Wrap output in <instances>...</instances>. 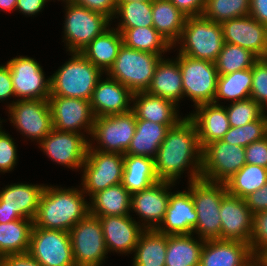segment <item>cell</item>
<instances>
[{
    "instance_id": "obj_35",
    "label": "cell",
    "mask_w": 267,
    "mask_h": 266,
    "mask_svg": "<svg viewBox=\"0 0 267 266\" xmlns=\"http://www.w3.org/2000/svg\"><path fill=\"white\" fill-rule=\"evenodd\" d=\"M167 235L144 230L134 249L133 266H165Z\"/></svg>"
},
{
    "instance_id": "obj_7",
    "label": "cell",
    "mask_w": 267,
    "mask_h": 266,
    "mask_svg": "<svg viewBox=\"0 0 267 266\" xmlns=\"http://www.w3.org/2000/svg\"><path fill=\"white\" fill-rule=\"evenodd\" d=\"M66 9L64 20V40L67 51L80 52L95 37L109 28L110 20L103 14L93 12L74 1H64Z\"/></svg>"
},
{
    "instance_id": "obj_13",
    "label": "cell",
    "mask_w": 267,
    "mask_h": 266,
    "mask_svg": "<svg viewBox=\"0 0 267 266\" xmlns=\"http://www.w3.org/2000/svg\"><path fill=\"white\" fill-rule=\"evenodd\" d=\"M28 253L41 266H76L69 232L33 225Z\"/></svg>"
},
{
    "instance_id": "obj_45",
    "label": "cell",
    "mask_w": 267,
    "mask_h": 266,
    "mask_svg": "<svg viewBox=\"0 0 267 266\" xmlns=\"http://www.w3.org/2000/svg\"><path fill=\"white\" fill-rule=\"evenodd\" d=\"M249 245L254 257H264L267 254V210L253 215V230Z\"/></svg>"
},
{
    "instance_id": "obj_34",
    "label": "cell",
    "mask_w": 267,
    "mask_h": 266,
    "mask_svg": "<svg viewBox=\"0 0 267 266\" xmlns=\"http://www.w3.org/2000/svg\"><path fill=\"white\" fill-rule=\"evenodd\" d=\"M154 159L124 154V170L121 184L132 194L158 182Z\"/></svg>"
},
{
    "instance_id": "obj_61",
    "label": "cell",
    "mask_w": 267,
    "mask_h": 266,
    "mask_svg": "<svg viewBox=\"0 0 267 266\" xmlns=\"http://www.w3.org/2000/svg\"><path fill=\"white\" fill-rule=\"evenodd\" d=\"M263 59L267 62V50H266V54L264 55Z\"/></svg>"
},
{
    "instance_id": "obj_8",
    "label": "cell",
    "mask_w": 267,
    "mask_h": 266,
    "mask_svg": "<svg viewBox=\"0 0 267 266\" xmlns=\"http://www.w3.org/2000/svg\"><path fill=\"white\" fill-rule=\"evenodd\" d=\"M136 131V115L133 110L109 116L95 117L89 147L105 153L125 154ZM93 144V145H92Z\"/></svg>"
},
{
    "instance_id": "obj_12",
    "label": "cell",
    "mask_w": 267,
    "mask_h": 266,
    "mask_svg": "<svg viewBox=\"0 0 267 266\" xmlns=\"http://www.w3.org/2000/svg\"><path fill=\"white\" fill-rule=\"evenodd\" d=\"M245 164V147L210 142L202 148L201 179L225 184Z\"/></svg>"
},
{
    "instance_id": "obj_53",
    "label": "cell",
    "mask_w": 267,
    "mask_h": 266,
    "mask_svg": "<svg viewBox=\"0 0 267 266\" xmlns=\"http://www.w3.org/2000/svg\"><path fill=\"white\" fill-rule=\"evenodd\" d=\"M186 16H200L204 10L205 0H170Z\"/></svg>"
},
{
    "instance_id": "obj_20",
    "label": "cell",
    "mask_w": 267,
    "mask_h": 266,
    "mask_svg": "<svg viewBox=\"0 0 267 266\" xmlns=\"http://www.w3.org/2000/svg\"><path fill=\"white\" fill-rule=\"evenodd\" d=\"M225 43L235 44L263 58L267 50V26L250 15L221 23Z\"/></svg>"
},
{
    "instance_id": "obj_33",
    "label": "cell",
    "mask_w": 267,
    "mask_h": 266,
    "mask_svg": "<svg viewBox=\"0 0 267 266\" xmlns=\"http://www.w3.org/2000/svg\"><path fill=\"white\" fill-rule=\"evenodd\" d=\"M153 27L174 46L180 39L187 16L170 0H152Z\"/></svg>"
},
{
    "instance_id": "obj_38",
    "label": "cell",
    "mask_w": 267,
    "mask_h": 266,
    "mask_svg": "<svg viewBox=\"0 0 267 266\" xmlns=\"http://www.w3.org/2000/svg\"><path fill=\"white\" fill-rule=\"evenodd\" d=\"M251 85L252 68L219 75L214 103L220 104L219 99L231 100L230 103L249 99Z\"/></svg>"
},
{
    "instance_id": "obj_29",
    "label": "cell",
    "mask_w": 267,
    "mask_h": 266,
    "mask_svg": "<svg viewBox=\"0 0 267 266\" xmlns=\"http://www.w3.org/2000/svg\"><path fill=\"white\" fill-rule=\"evenodd\" d=\"M122 44L121 33L111 27L95 37L80 53L105 73L115 61Z\"/></svg>"
},
{
    "instance_id": "obj_11",
    "label": "cell",
    "mask_w": 267,
    "mask_h": 266,
    "mask_svg": "<svg viewBox=\"0 0 267 266\" xmlns=\"http://www.w3.org/2000/svg\"><path fill=\"white\" fill-rule=\"evenodd\" d=\"M76 266H101L108 254L99 218L88 213L69 231Z\"/></svg>"
},
{
    "instance_id": "obj_47",
    "label": "cell",
    "mask_w": 267,
    "mask_h": 266,
    "mask_svg": "<svg viewBox=\"0 0 267 266\" xmlns=\"http://www.w3.org/2000/svg\"><path fill=\"white\" fill-rule=\"evenodd\" d=\"M17 147L10 134L0 130V172L8 173L17 164Z\"/></svg>"
},
{
    "instance_id": "obj_59",
    "label": "cell",
    "mask_w": 267,
    "mask_h": 266,
    "mask_svg": "<svg viewBox=\"0 0 267 266\" xmlns=\"http://www.w3.org/2000/svg\"><path fill=\"white\" fill-rule=\"evenodd\" d=\"M152 1V0H117V2Z\"/></svg>"
},
{
    "instance_id": "obj_62",
    "label": "cell",
    "mask_w": 267,
    "mask_h": 266,
    "mask_svg": "<svg viewBox=\"0 0 267 266\" xmlns=\"http://www.w3.org/2000/svg\"><path fill=\"white\" fill-rule=\"evenodd\" d=\"M2 122H3V120L0 119V130L2 129V128H1V127H2V126H1Z\"/></svg>"
},
{
    "instance_id": "obj_10",
    "label": "cell",
    "mask_w": 267,
    "mask_h": 266,
    "mask_svg": "<svg viewBox=\"0 0 267 266\" xmlns=\"http://www.w3.org/2000/svg\"><path fill=\"white\" fill-rule=\"evenodd\" d=\"M176 59L182 74L184 97H189L194 107L214 103L219 76L215 62L193 59L179 53Z\"/></svg>"
},
{
    "instance_id": "obj_5",
    "label": "cell",
    "mask_w": 267,
    "mask_h": 266,
    "mask_svg": "<svg viewBox=\"0 0 267 266\" xmlns=\"http://www.w3.org/2000/svg\"><path fill=\"white\" fill-rule=\"evenodd\" d=\"M188 190L191 192L197 213V223L193 233L204 240L220 239V206L223 197L228 193L226 184L200 178L189 182Z\"/></svg>"
},
{
    "instance_id": "obj_50",
    "label": "cell",
    "mask_w": 267,
    "mask_h": 266,
    "mask_svg": "<svg viewBox=\"0 0 267 266\" xmlns=\"http://www.w3.org/2000/svg\"><path fill=\"white\" fill-rule=\"evenodd\" d=\"M245 200L253 214L267 210V183L259 190L247 196Z\"/></svg>"
},
{
    "instance_id": "obj_28",
    "label": "cell",
    "mask_w": 267,
    "mask_h": 266,
    "mask_svg": "<svg viewBox=\"0 0 267 266\" xmlns=\"http://www.w3.org/2000/svg\"><path fill=\"white\" fill-rule=\"evenodd\" d=\"M164 57L160 59L146 92L178 106L179 101L184 98L181 70L177 59Z\"/></svg>"
},
{
    "instance_id": "obj_17",
    "label": "cell",
    "mask_w": 267,
    "mask_h": 266,
    "mask_svg": "<svg viewBox=\"0 0 267 266\" xmlns=\"http://www.w3.org/2000/svg\"><path fill=\"white\" fill-rule=\"evenodd\" d=\"M86 135L52 129L38 144L53 162L69 169H81L89 146Z\"/></svg>"
},
{
    "instance_id": "obj_19",
    "label": "cell",
    "mask_w": 267,
    "mask_h": 266,
    "mask_svg": "<svg viewBox=\"0 0 267 266\" xmlns=\"http://www.w3.org/2000/svg\"><path fill=\"white\" fill-rule=\"evenodd\" d=\"M253 215L245 199L227 193L220 206V240L249 244L253 230Z\"/></svg>"
},
{
    "instance_id": "obj_40",
    "label": "cell",
    "mask_w": 267,
    "mask_h": 266,
    "mask_svg": "<svg viewBox=\"0 0 267 266\" xmlns=\"http://www.w3.org/2000/svg\"><path fill=\"white\" fill-rule=\"evenodd\" d=\"M257 59L258 57L250 50L224 42L215 65L219 75H226L235 71L252 68Z\"/></svg>"
},
{
    "instance_id": "obj_3",
    "label": "cell",
    "mask_w": 267,
    "mask_h": 266,
    "mask_svg": "<svg viewBox=\"0 0 267 266\" xmlns=\"http://www.w3.org/2000/svg\"><path fill=\"white\" fill-rule=\"evenodd\" d=\"M71 58L50 76V96L91 100L98 80L104 74L80 52H71Z\"/></svg>"
},
{
    "instance_id": "obj_37",
    "label": "cell",
    "mask_w": 267,
    "mask_h": 266,
    "mask_svg": "<svg viewBox=\"0 0 267 266\" xmlns=\"http://www.w3.org/2000/svg\"><path fill=\"white\" fill-rule=\"evenodd\" d=\"M122 35L123 44L138 51L162 55L173 46L153 26L116 28Z\"/></svg>"
},
{
    "instance_id": "obj_49",
    "label": "cell",
    "mask_w": 267,
    "mask_h": 266,
    "mask_svg": "<svg viewBox=\"0 0 267 266\" xmlns=\"http://www.w3.org/2000/svg\"><path fill=\"white\" fill-rule=\"evenodd\" d=\"M77 5L83 6L93 12L106 16L110 21L113 20L117 10V0H72Z\"/></svg>"
},
{
    "instance_id": "obj_21",
    "label": "cell",
    "mask_w": 267,
    "mask_h": 266,
    "mask_svg": "<svg viewBox=\"0 0 267 266\" xmlns=\"http://www.w3.org/2000/svg\"><path fill=\"white\" fill-rule=\"evenodd\" d=\"M105 245L108 252L132 254L139 236L145 230L140 220H134L131 215L100 216ZM132 252V253H131Z\"/></svg>"
},
{
    "instance_id": "obj_58",
    "label": "cell",
    "mask_w": 267,
    "mask_h": 266,
    "mask_svg": "<svg viewBox=\"0 0 267 266\" xmlns=\"http://www.w3.org/2000/svg\"><path fill=\"white\" fill-rule=\"evenodd\" d=\"M245 266H267L264 257H254L248 264Z\"/></svg>"
},
{
    "instance_id": "obj_15",
    "label": "cell",
    "mask_w": 267,
    "mask_h": 266,
    "mask_svg": "<svg viewBox=\"0 0 267 266\" xmlns=\"http://www.w3.org/2000/svg\"><path fill=\"white\" fill-rule=\"evenodd\" d=\"M18 100H48L50 77L45 78L43 68L34 58L19 56L7 62ZM20 98V99H19Z\"/></svg>"
},
{
    "instance_id": "obj_30",
    "label": "cell",
    "mask_w": 267,
    "mask_h": 266,
    "mask_svg": "<svg viewBox=\"0 0 267 266\" xmlns=\"http://www.w3.org/2000/svg\"><path fill=\"white\" fill-rule=\"evenodd\" d=\"M174 126L136 120V131L125 154L154 159L167 132Z\"/></svg>"
},
{
    "instance_id": "obj_42",
    "label": "cell",
    "mask_w": 267,
    "mask_h": 266,
    "mask_svg": "<svg viewBox=\"0 0 267 266\" xmlns=\"http://www.w3.org/2000/svg\"><path fill=\"white\" fill-rule=\"evenodd\" d=\"M250 0H205L202 16L222 23L249 15Z\"/></svg>"
},
{
    "instance_id": "obj_16",
    "label": "cell",
    "mask_w": 267,
    "mask_h": 266,
    "mask_svg": "<svg viewBox=\"0 0 267 266\" xmlns=\"http://www.w3.org/2000/svg\"><path fill=\"white\" fill-rule=\"evenodd\" d=\"M53 129L91 135L95 116L89 100L49 96Z\"/></svg>"
},
{
    "instance_id": "obj_24",
    "label": "cell",
    "mask_w": 267,
    "mask_h": 266,
    "mask_svg": "<svg viewBox=\"0 0 267 266\" xmlns=\"http://www.w3.org/2000/svg\"><path fill=\"white\" fill-rule=\"evenodd\" d=\"M253 258L247 243L209 239L204 242L199 266H245Z\"/></svg>"
},
{
    "instance_id": "obj_60",
    "label": "cell",
    "mask_w": 267,
    "mask_h": 266,
    "mask_svg": "<svg viewBox=\"0 0 267 266\" xmlns=\"http://www.w3.org/2000/svg\"><path fill=\"white\" fill-rule=\"evenodd\" d=\"M267 102L262 106V109H263V114L265 115V116H267V111H265L267 108Z\"/></svg>"
},
{
    "instance_id": "obj_54",
    "label": "cell",
    "mask_w": 267,
    "mask_h": 266,
    "mask_svg": "<svg viewBox=\"0 0 267 266\" xmlns=\"http://www.w3.org/2000/svg\"><path fill=\"white\" fill-rule=\"evenodd\" d=\"M50 0H17L15 10L25 16H34L44 8L46 2Z\"/></svg>"
},
{
    "instance_id": "obj_23",
    "label": "cell",
    "mask_w": 267,
    "mask_h": 266,
    "mask_svg": "<svg viewBox=\"0 0 267 266\" xmlns=\"http://www.w3.org/2000/svg\"><path fill=\"white\" fill-rule=\"evenodd\" d=\"M197 213L189 190L170 193L166 213L156 231L166 235L192 234Z\"/></svg>"
},
{
    "instance_id": "obj_48",
    "label": "cell",
    "mask_w": 267,
    "mask_h": 266,
    "mask_svg": "<svg viewBox=\"0 0 267 266\" xmlns=\"http://www.w3.org/2000/svg\"><path fill=\"white\" fill-rule=\"evenodd\" d=\"M246 163L267 168V136L245 147Z\"/></svg>"
},
{
    "instance_id": "obj_32",
    "label": "cell",
    "mask_w": 267,
    "mask_h": 266,
    "mask_svg": "<svg viewBox=\"0 0 267 266\" xmlns=\"http://www.w3.org/2000/svg\"><path fill=\"white\" fill-rule=\"evenodd\" d=\"M193 236V233L167 235L165 266L200 265L205 240L199 237L195 239Z\"/></svg>"
},
{
    "instance_id": "obj_18",
    "label": "cell",
    "mask_w": 267,
    "mask_h": 266,
    "mask_svg": "<svg viewBox=\"0 0 267 266\" xmlns=\"http://www.w3.org/2000/svg\"><path fill=\"white\" fill-rule=\"evenodd\" d=\"M174 185L175 183L159 180L150 187L131 194V211L139 215L141 226L145 230L156 229L162 222L169 204L170 187Z\"/></svg>"
},
{
    "instance_id": "obj_52",
    "label": "cell",
    "mask_w": 267,
    "mask_h": 266,
    "mask_svg": "<svg viewBox=\"0 0 267 266\" xmlns=\"http://www.w3.org/2000/svg\"><path fill=\"white\" fill-rule=\"evenodd\" d=\"M0 266H41L29 253L0 257Z\"/></svg>"
},
{
    "instance_id": "obj_43",
    "label": "cell",
    "mask_w": 267,
    "mask_h": 266,
    "mask_svg": "<svg viewBox=\"0 0 267 266\" xmlns=\"http://www.w3.org/2000/svg\"><path fill=\"white\" fill-rule=\"evenodd\" d=\"M267 136V117L263 115L260 119L247 123L240 127H230L222 138V141L231 145L247 147L254 141Z\"/></svg>"
},
{
    "instance_id": "obj_22",
    "label": "cell",
    "mask_w": 267,
    "mask_h": 266,
    "mask_svg": "<svg viewBox=\"0 0 267 266\" xmlns=\"http://www.w3.org/2000/svg\"><path fill=\"white\" fill-rule=\"evenodd\" d=\"M100 78L90 100L95 117L117 115L132 110L133 92L117 80Z\"/></svg>"
},
{
    "instance_id": "obj_51",
    "label": "cell",
    "mask_w": 267,
    "mask_h": 266,
    "mask_svg": "<svg viewBox=\"0 0 267 266\" xmlns=\"http://www.w3.org/2000/svg\"><path fill=\"white\" fill-rule=\"evenodd\" d=\"M13 96L15 97V92L10 70L6 63L5 65H0V100L5 101Z\"/></svg>"
},
{
    "instance_id": "obj_63",
    "label": "cell",
    "mask_w": 267,
    "mask_h": 266,
    "mask_svg": "<svg viewBox=\"0 0 267 266\" xmlns=\"http://www.w3.org/2000/svg\"><path fill=\"white\" fill-rule=\"evenodd\" d=\"M264 259H265L266 264H267V254L264 256Z\"/></svg>"
},
{
    "instance_id": "obj_2",
    "label": "cell",
    "mask_w": 267,
    "mask_h": 266,
    "mask_svg": "<svg viewBox=\"0 0 267 266\" xmlns=\"http://www.w3.org/2000/svg\"><path fill=\"white\" fill-rule=\"evenodd\" d=\"M84 196L87 198L88 195L81 188L45 185L33 225L69 232L89 213V203Z\"/></svg>"
},
{
    "instance_id": "obj_41",
    "label": "cell",
    "mask_w": 267,
    "mask_h": 266,
    "mask_svg": "<svg viewBox=\"0 0 267 266\" xmlns=\"http://www.w3.org/2000/svg\"><path fill=\"white\" fill-rule=\"evenodd\" d=\"M119 17L121 19L117 28L153 26L152 1L117 2L113 20Z\"/></svg>"
},
{
    "instance_id": "obj_46",
    "label": "cell",
    "mask_w": 267,
    "mask_h": 266,
    "mask_svg": "<svg viewBox=\"0 0 267 266\" xmlns=\"http://www.w3.org/2000/svg\"><path fill=\"white\" fill-rule=\"evenodd\" d=\"M250 98L263 106L267 102V62L258 58L252 67Z\"/></svg>"
},
{
    "instance_id": "obj_56",
    "label": "cell",
    "mask_w": 267,
    "mask_h": 266,
    "mask_svg": "<svg viewBox=\"0 0 267 266\" xmlns=\"http://www.w3.org/2000/svg\"><path fill=\"white\" fill-rule=\"evenodd\" d=\"M18 219H22V217L16 211L1 209L0 206V223H7Z\"/></svg>"
},
{
    "instance_id": "obj_4",
    "label": "cell",
    "mask_w": 267,
    "mask_h": 266,
    "mask_svg": "<svg viewBox=\"0 0 267 266\" xmlns=\"http://www.w3.org/2000/svg\"><path fill=\"white\" fill-rule=\"evenodd\" d=\"M179 54L193 59L215 62L222 50L223 30L220 23H216L200 16H187L180 39Z\"/></svg>"
},
{
    "instance_id": "obj_26",
    "label": "cell",
    "mask_w": 267,
    "mask_h": 266,
    "mask_svg": "<svg viewBox=\"0 0 267 266\" xmlns=\"http://www.w3.org/2000/svg\"><path fill=\"white\" fill-rule=\"evenodd\" d=\"M44 187L28 183L6 185L0 190L1 209L16 211L22 218L34 220Z\"/></svg>"
},
{
    "instance_id": "obj_31",
    "label": "cell",
    "mask_w": 267,
    "mask_h": 266,
    "mask_svg": "<svg viewBox=\"0 0 267 266\" xmlns=\"http://www.w3.org/2000/svg\"><path fill=\"white\" fill-rule=\"evenodd\" d=\"M89 199V213L97 217L130 215L131 193L121 183L99 191Z\"/></svg>"
},
{
    "instance_id": "obj_44",
    "label": "cell",
    "mask_w": 267,
    "mask_h": 266,
    "mask_svg": "<svg viewBox=\"0 0 267 266\" xmlns=\"http://www.w3.org/2000/svg\"><path fill=\"white\" fill-rule=\"evenodd\" d=\"M225 109L231 127L244 126L264 115L262 106L251 98L233 102Z\"/></svg>"
},
{
    "instance_id": "obj_9",
    "label": "cell",
    "mask_w": 267,
    "mask_h": 266,
    "mask_svg": "<svg viewBox=\"0 0 267 266\" xmlns=\"http://www.w3.org/2000/svg\"><path fill=\"white\" fill-rule=\"evenodd\" d=\"M124 155L105 153L88 146L86 160L81 167V189L90 198L97 192L122 182Z\"/></svg>"
},
{
    "instance_id": "obj_25",
    "label": "cell",
    "mask_w": 267,
    "mask_h": 266,
    "mask_svg": "<svg viewBox=\"0 0 267 266\" xmlns=\"http://www.w3.org/2000/svg\"><path fill=\"white\" fill-rule=\"evenodd\" d=\"M194 122L201 148L210 142L222 140L229 130L230 123L224 105L207 103L195 107L188 115Z\"/></svg>"
},
{
    "instance_id": "obj_1",
    "label": "cell",
    "mask_w": 267,
    "mask_h": 266,
    "mask_svg": "<svg viewBox=\"0 0 267 266\" xmlns=\"http://www.w3.org/2000/svg\"><path fill=\"white\" fill-rule=\"evenodd\" d=\"M201 163L198 132L194 122L186 116L167 132L154 158L155 171L159 180L176 183L181 174L189 170L191 182L201 178Z\"/></svg>"
},
{
    "instance_id": "obj_6",
    "label": "cell",
    "mask_w": 267,
    "mask_h": 266,
    "mask_svg": "<svg viewBox=\"0 0 267 266\" xmlns=\"http://www.w3.org/2000/svg\"><path fill=\"white\" fill-rule=\"evenodd\" d=\"M162 56L138 51L122 44L115 61L105 74L125 85L133 93L146 91Z\"/></svg>"
},
{
    "instance_id": "obj_57",
    "label": "cell",
    "mask_w": 267,
    "mask_h": 266,
    "mask_svg": "<svg viewBox=\"0 0 267 266\" xmlns=\"http://www.w3.org/2000/svg\"><path fill=\"white\" fill-rule=\"evenodd\" d=\"M17 0H0V10L15 11Z\"/></svg>"
},
{
    "instance_id": "obj_55",
    "label": "cell",
    "mask_w": 267,
    "mask_h": 266,
    "mask_svg": "<svg viewBox=\"0 0 267 266\" xmlns=\"http://www.w3.org/2000/svg\"><path fill=\"white\" fill-rule=\"evenodd\" d=\"M249 15L267 26V0H250Z\"/></svg>"
},
{
    "instance_id": "obj_14",
    "label": "cell",
    "mask_w": 267,
    "mask_h": 266,
    "mask_svg": "<svg viewBox=\"0 0 267 266\" xmlns=\"http://www.w3.org/2000/svg\"><path fill=\"white\" fill-rule=\"evenodd\" d=\"M7 106L10 123L23 136L40 143L53 129L48 100H13Z\"/></svg>"
},
{
    "instance_id": "obj_27",
    "label": "cell",
    "mask_w": 267,
    "mask_h": 266,
    "mask_svg": "<svg viewBox=\"0 0 267 266\" xmlns=\"http://www.w3.org/2000/svg\"><path fill=\"white\" fill-rule=\"evenodd\" d=\"M132 105L136 120H146L162 125H177L185 118V116H179L175 103L146 91L135 92Z\"/></svg>"
},
{
    "instance_id": "obj_39",
    "label": "cell",
    "mask_w": 267,
    "mask_h": 266,
    "mask_svg": "<svg viewBox=\"0 0 267 266\" xmlns=\"http://www.w3.org/2000/svg\"><path fill=\"white\" fill-rule=\"evenodd\" d=\"M267 183V168L246 163L225 184L231 195L245 199Z\"/></svg>"
},
{
    "instance_id": "obj_36",
    "label": "cell",
    "mask_w": 267,
    "mask_h": 266,
    "mask_svg": "<svg viewBox=\"0 0 267 266\" xmlns=\"http://www.w3.org/2000/svg\"><path fill=\"white\" fill-rule=\"evenodd\" d=\"M33 220L18 219L0 223V257L28 253Z\"/></svg>"
}]
</instances>
